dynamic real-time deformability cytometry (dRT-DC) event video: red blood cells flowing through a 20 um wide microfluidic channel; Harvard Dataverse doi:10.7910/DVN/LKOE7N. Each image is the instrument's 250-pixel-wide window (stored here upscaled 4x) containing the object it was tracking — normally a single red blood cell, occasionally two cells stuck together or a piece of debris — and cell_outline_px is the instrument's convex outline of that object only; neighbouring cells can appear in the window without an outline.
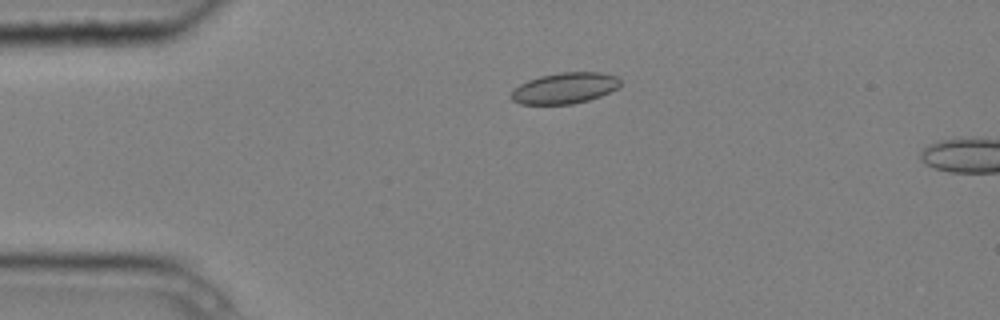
{"species": "common noctule bat (a hibernating species)", "species_latin": "Nyctalus noctula", "temperature_condition": "cold", "stored_images_in_passage": 5, "camera_frame_rate_fps": 3000, "um_per_image_px": 0.085, "animal": {"sex": "male", "body_mass_g": 20.4}, "frame": {"image": 1, "passage_image": 4, "time_ms": 1.0, "image_size_px": [1000, 320], "cell_outline_px": [[620, 84], [616, 88], [600, 96], [588, 100], [572, 104], [520, 104], [512, 100], [508, 96], [520, 84], [528, 80], [540, 76], [560, 72], [600, 72], [616, 76], [620, 80]], "centroid_in_image_um": [47.97, 7.49], "position_along_channel_um": 37.0, "area_um2": 19.59}}